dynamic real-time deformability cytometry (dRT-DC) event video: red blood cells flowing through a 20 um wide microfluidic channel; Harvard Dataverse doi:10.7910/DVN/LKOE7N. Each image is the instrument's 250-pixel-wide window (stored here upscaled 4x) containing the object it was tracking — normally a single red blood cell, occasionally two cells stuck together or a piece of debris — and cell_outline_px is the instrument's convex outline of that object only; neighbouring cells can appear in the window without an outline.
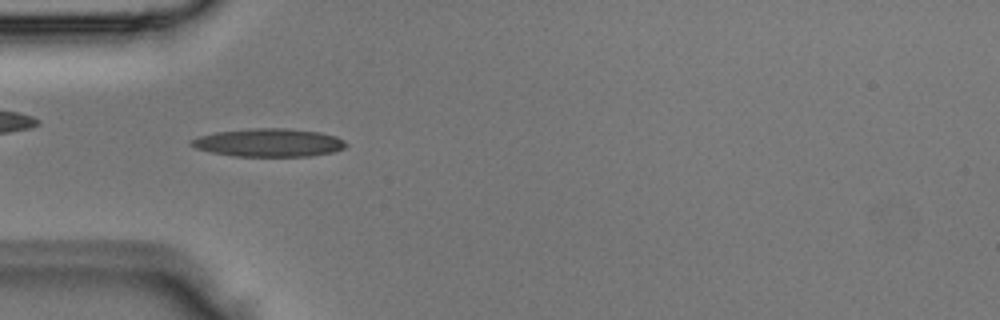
{"species": "Egyptian fruit bat (a non-hibernating species)", "species_latin": "Rousettus aegyptiacus", "temperature_condition": "room temperature", "stored_images_in_passage": 4, "camera_frame_rate_fps": 3000, "um_per_image_px": 0.085, "animal": {"sex": "male"}, "frame": {"image": 1, "passage_image": 4, "time_ms": 1.0, "image_size_px": [1000, 320], "cell_outline_px": [[348, 144], [344, 148], [332, 152], [308, 156], [236, 156], [212, 152], [196, 148], [188, 144], [188, 140], [200, 136], [216, 132], [252, 128], [288, 128], [320, 132], [336, 136], [344, 140]], "centroid_in_image_um": [22.85, 12.12], "position_along_channel_um": 62.2, "area_um2": 25.37}}